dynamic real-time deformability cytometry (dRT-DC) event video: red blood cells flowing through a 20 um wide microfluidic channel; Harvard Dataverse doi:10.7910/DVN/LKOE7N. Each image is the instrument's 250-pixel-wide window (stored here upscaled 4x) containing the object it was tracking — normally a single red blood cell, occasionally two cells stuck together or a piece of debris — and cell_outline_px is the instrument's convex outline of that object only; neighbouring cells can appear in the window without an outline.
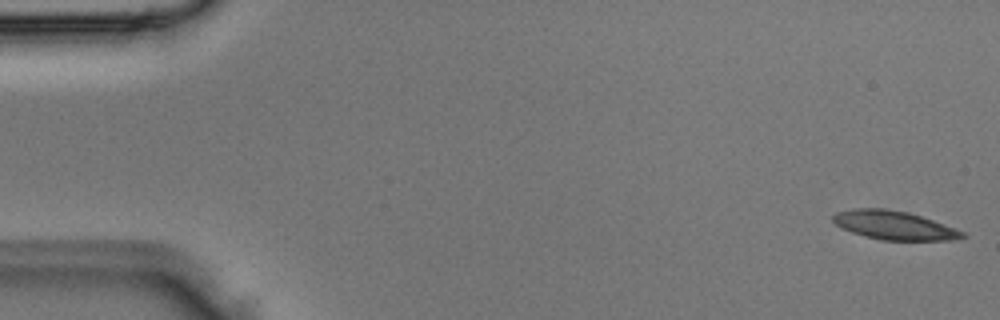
{"species": "Egyptian fruit bat (a non-hibernating species)", "species_latin": "Rousettus aegyptiacus", "temperature_condition": "room temperature", "stored_images_in_passage": 3, "camera_frame_rate_fps": 3000, "um_per_image_px": 0.085, "animal": {"sex": "male"}, "frame": {"image": 1, "passage_image": 1, "time_ms": 0.0, "image_size_px": [1000, 320], "cell_outline_px": [[968, 236], [952, 240], [884, 240], [864, 236], [852, 232], [836, 224], [832, 220], [832, 216], [836, 212], [852, 208], [884, 208], [908, 212], [932, 220], [964, 232]], "centroid_in_image_um": [75.97, 19.14], "position_along_channel_um": 9.0, "area_um2": 21.44}}